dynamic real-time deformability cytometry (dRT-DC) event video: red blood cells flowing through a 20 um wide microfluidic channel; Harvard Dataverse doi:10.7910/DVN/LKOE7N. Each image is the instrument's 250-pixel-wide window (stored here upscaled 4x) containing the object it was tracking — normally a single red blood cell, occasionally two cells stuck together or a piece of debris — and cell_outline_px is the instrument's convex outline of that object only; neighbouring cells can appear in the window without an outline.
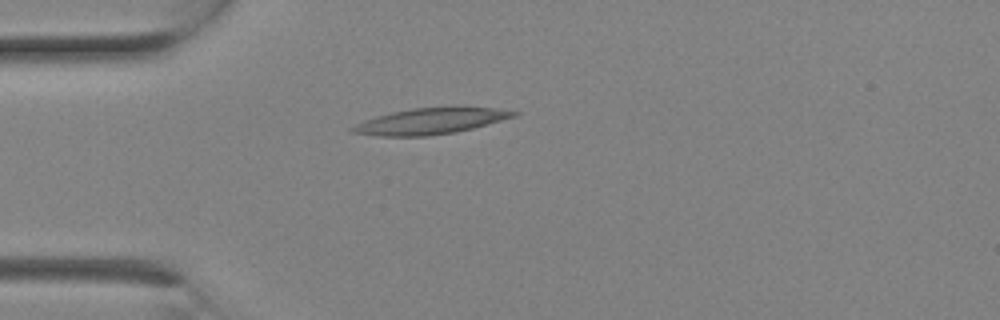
{"species": "Egyptian fruit bat (a non-hibernating species)", "species_latin": "Rousettus aegyptiacus", "temperature_condition": "room temperature", "stored_images_in_passage": 1, "camera_frame_rate_fps": 3000, "um_per_image_px": 0.085, "animal": {"sex": "female"}, "frame": {"image": 1, "passage_image": 1, "time_ms": 0.0, "image_size_px": [1000, 320], "cell_outline_px": [[520, 112], [516, 116], [488, 124], [456, 132], [428, 136], [376, 136], [348, 132], [348, 128], [364, 120], [376, 116], [392, 112], [412, 108], [496, 108]], "centroid_in_image_um": [36.51, 10.32], "position_along_channel_um": 48.5, "area_um2": 24.22}}